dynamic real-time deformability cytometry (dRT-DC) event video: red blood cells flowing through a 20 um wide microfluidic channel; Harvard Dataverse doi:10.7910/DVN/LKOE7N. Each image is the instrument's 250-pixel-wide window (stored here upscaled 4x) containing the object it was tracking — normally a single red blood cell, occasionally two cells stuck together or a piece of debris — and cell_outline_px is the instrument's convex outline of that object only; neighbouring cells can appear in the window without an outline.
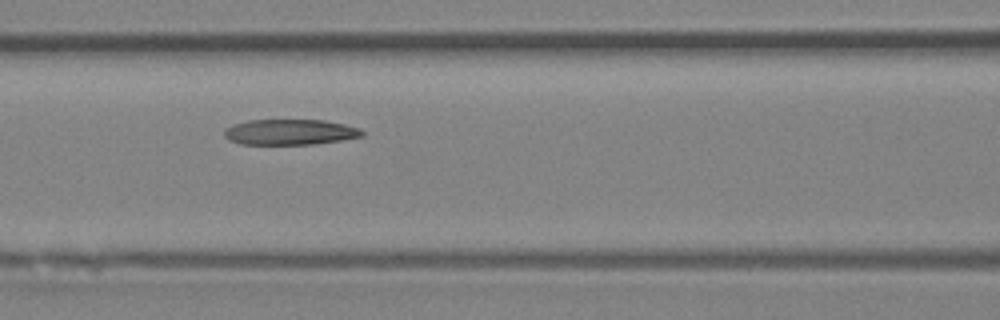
{"species": "Egyptian fruit bat (a non-hibernating species)", "species_latin": "Rousettus aegyptiacus", "temperature_condition": "room temperature", "stored_images_in_passage": 6, "camera_frame_rate_fps": 3000, "um_per_image_px": 0.085, "animal": {"sex": "female"}, "frame": {"image": 1, "passage_image": 3, "time_ms": 2.333, "image_size_px": [1000, 320], "cell_outline_px": [[364, 136], [340, 140], [312, 144], [240, 144], [228, 140], [224, 136], [224, 128], [232, 124], [248, 120], [324, 120], [344, 124], [360, 128], [364, 132]], "centroid_in_image_um": [24.62, 11.22], "position_along_channel_um": 142.0, "area_um2": 20.63}}
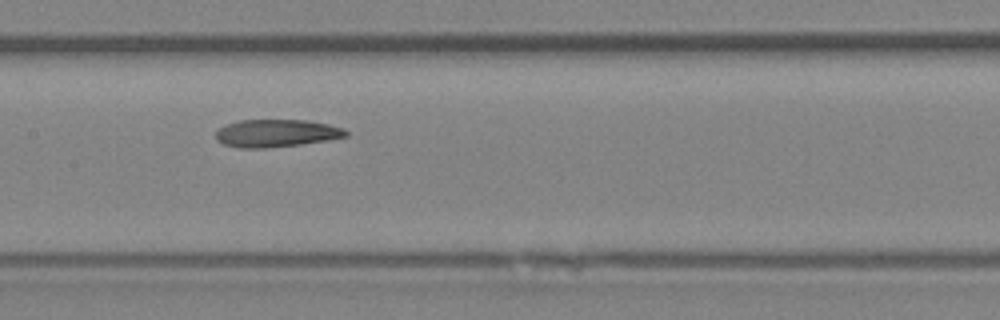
{"frame": {"image": 2, "passage_image": 4, "time_ms": 3.333, "image_size_px": [1000, 320], "cell_outline_px": [[348, 136], [300, 144], [264, 148], [240, 148], [224, 144], [216, 140], [216, 132], [220, 128], [228, 124], [240, 120], [308, 120], [328, 124], [344, 128], [348, 132]], "centroid_in_image_um": [23.49, 11.32], "position_along_channel_um": 183.9, "area_um2": 20.75}}